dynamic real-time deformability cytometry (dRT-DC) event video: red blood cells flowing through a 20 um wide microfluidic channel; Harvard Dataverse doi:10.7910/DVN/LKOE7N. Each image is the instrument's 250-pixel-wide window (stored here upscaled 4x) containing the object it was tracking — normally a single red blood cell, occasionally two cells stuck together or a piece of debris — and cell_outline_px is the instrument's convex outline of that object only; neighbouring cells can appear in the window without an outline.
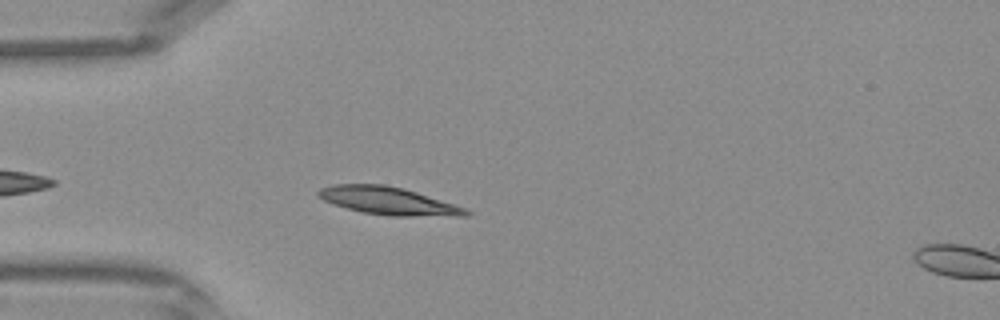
{"species": "Egyptian fruit bat (a non-hibernating species)", "species_latin": "Rousettus aegyptiacus", "temperature_condition": "warm", "stored_images_in_passage": 27, "camera_frame_rate_fps": 3000, "um_per_image_px": 0.085, "frame": {"image": 1, "passage_image": 4, "time_ms": 1.0, "image_size_px": [1000, 320], "cell_outline_px": [[472, 212], [468, 216], [388, 216], [364, 212], [332, 204], [316, 196], [316, 192], [320, 188], [332, 184], [384, 184], [404, 188], [464, 208]], "centroid_in_image_um": [32.96, 17.07], "position_along_channel_um": 52.0, "area_um2": 23.76}}
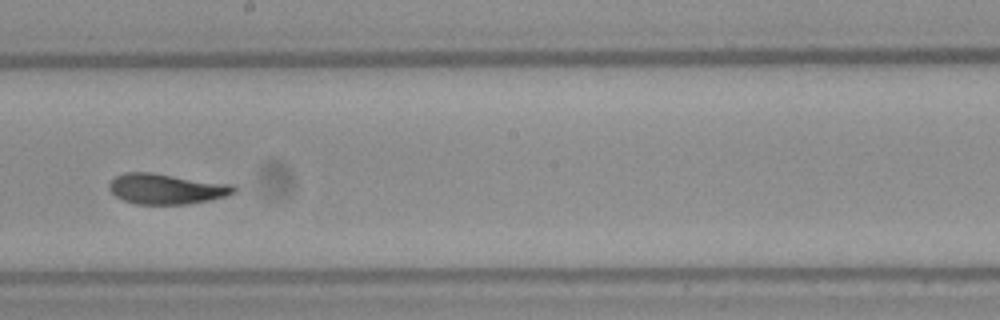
{"frame": {"image": 2, "passage_image": 16, "time_ms": 5.0, "image_size_px": [1000, 320], "cell_outline_px": [[236, 192], [224, 196], [208, 200], [188, 204], [136, 204], [124, 200], [116, 196], [108, 188], [108, 184], [116, 176], [124, 172], [152, 172], [232, 184], [236, 188]], "centroid_in_image_um": [14.12, 16.04], "position_along_channel_um": 234.1, "area_um2": 22.08}}
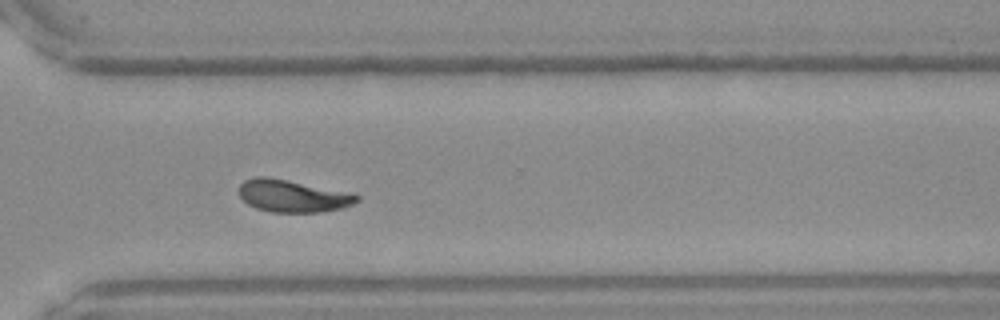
{"frame": {"image": 3, "passage_image": 23, "time_ms": 7.333, "image_size_px": [1000, 320], "cell_outline_px": [[360, 200], [344, 208], [320, 212], [272, 212], [256, 208], [248, 204], [240, 196], [240, 184], [244, 180], [256, 176], [268, 176], [352, 192], [360, 196]], "centroid_in_image_um": [24.92, 16.64], "position_along_channel_um": 345.7, "area_um2": 22.43}}